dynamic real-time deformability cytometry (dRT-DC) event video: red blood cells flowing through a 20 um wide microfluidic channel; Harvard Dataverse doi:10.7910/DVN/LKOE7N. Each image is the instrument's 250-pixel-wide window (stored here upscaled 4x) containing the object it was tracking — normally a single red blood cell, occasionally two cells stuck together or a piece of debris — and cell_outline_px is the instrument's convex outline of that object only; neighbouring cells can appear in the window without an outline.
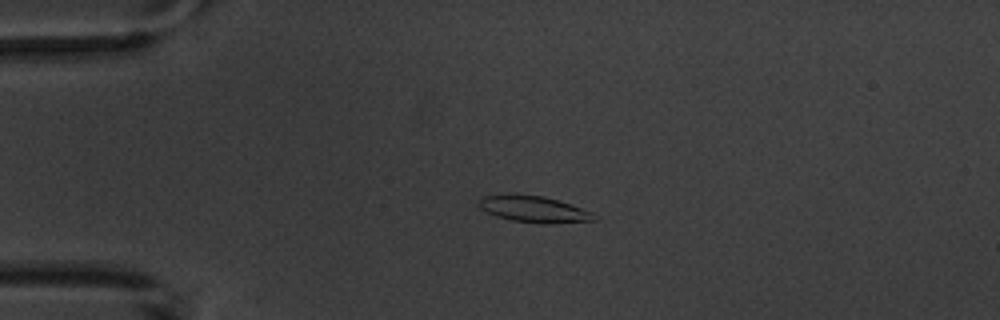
{"species": "common noctule bat (a hibernating species)", "species_latin": "Nyctalus noctula", "temperature_condition": "warm", "stored_images_in_passage": 5, "camera_frame_rate_fps": 3000, "um_per_image_px": 0.085, "animal": {"sex": "male", "body_mass_g": 20.1, "forearm_length_mm": 53.5}, "frame": {"image": 1, "passage_image": 3, "time_ms": 2.333, "image_size_px": [1000, 320], "cell_outline_px": [[596, 220], [548, 224], [512, 220], [496, 216], [480, 208], [480, 200], [484, 196], [544, 196], [592, 212]], "centroid_in_image_um": [45.42, 17.82], "position_along_channel_um": 39.6, "area_um2": 16.76}}
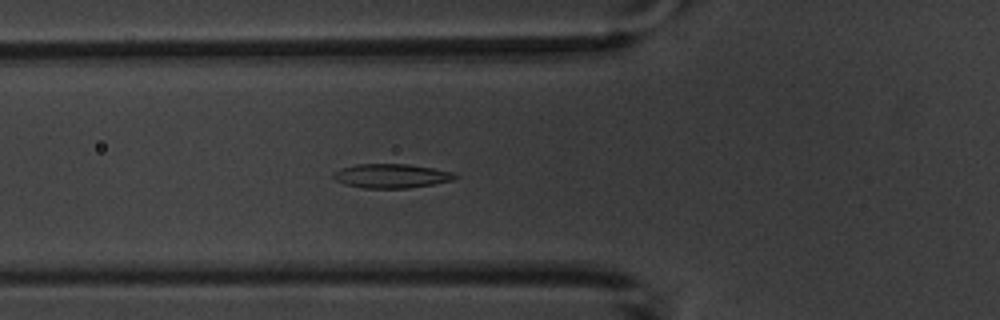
{"frame": {"image": 2, "passage_image": 5, "time_ms": 4.667, "image_size_px": [1000, 320], "cell_outline_px": [[460, 176], [452, 180], [432, 184], [408, 188], [364, 188], [344, 184], [336, 180], [332, 176], [332, 172], [340, 168], [356, 164], [408, 164], [432, 168], [452, 172]], "centroid_in_image_um": [33.23, 14.95], "position_along_channel_um": 92.6, "area_um2": 17.11}}